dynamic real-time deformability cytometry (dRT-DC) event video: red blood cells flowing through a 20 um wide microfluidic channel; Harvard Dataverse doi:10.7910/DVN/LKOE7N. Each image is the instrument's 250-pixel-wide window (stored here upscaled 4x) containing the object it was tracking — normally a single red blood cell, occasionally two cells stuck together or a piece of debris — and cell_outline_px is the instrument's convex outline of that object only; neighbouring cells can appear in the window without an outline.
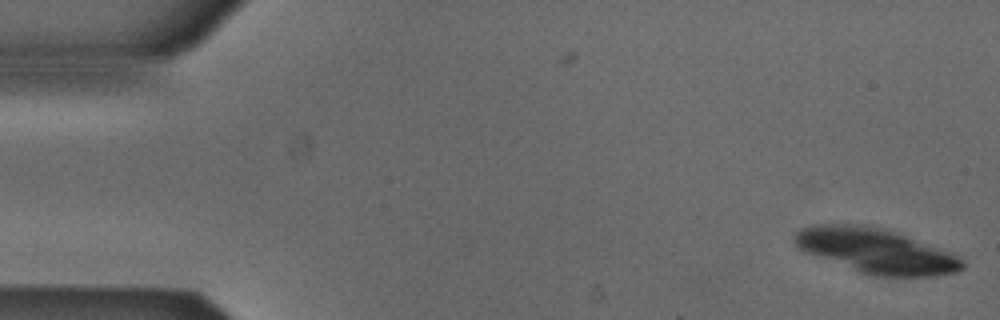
{"species": "Egyptian fruit bat (a non-hibernating species)", "species_latin": "Rousettus aegyptiacus", "temperature_condition": "cold", "stored_images_in_passage": 4, "camera_frame_rate_fps": 3000, "um_per_image_px": 0.085, "animal": {"sex": "male"}, "frame": {"image": 1, "passage_image": 4, "time_ms": 1.0, "image_size_px": [1000, 320], "cell_outline_px": [[964, 268], [956, 272], [936, 276], [876, 276], [860, 272], [804, 252], [796, 248], [792, 244], [792, 236], [800, 228], [812, 224], [864, 224], [940, 248], [952, 252], [964, 260]], "centroid_in_image_um": [74.39, 21.33], "position_along_channel_um": 10.6, "area_um2": 43.47}}